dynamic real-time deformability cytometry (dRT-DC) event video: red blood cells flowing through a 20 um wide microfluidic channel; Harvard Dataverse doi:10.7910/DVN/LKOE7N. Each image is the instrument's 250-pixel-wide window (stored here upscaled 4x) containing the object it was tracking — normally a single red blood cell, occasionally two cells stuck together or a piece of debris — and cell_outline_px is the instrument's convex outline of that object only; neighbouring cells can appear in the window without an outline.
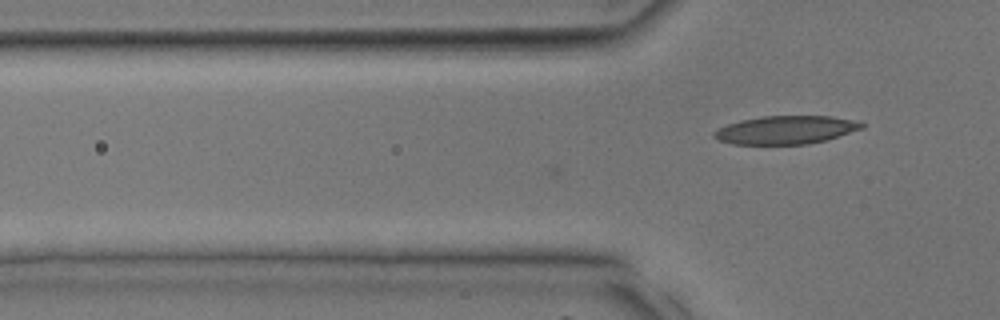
{"species": "common noctule bat (a hibernating species)", "species_latin": "Nyctalus noctula", "temperature_condition": "room temperature", "stored_images_in_passage": 4, "camera_frame_rate_fps": 3000, "um_per_image_px": 0.085, "animal": {"sex": "male", "body_mass_g": 17.9, "forearm_length_mm": 54.2}, "frame": {"image": 1, "passage_image": 4, "time_ms": 1.0, "image_size_px": [1000, 320], "cell_outline_px": [[864, 128], [828, 140], [808, 144], [732, 144], [720, 140], [712, 136], [712, 132], [728, 124], [740, 120], [760, 116], [832, 116], [852, 120], [864, 124]], "centroid_in_image_um": [66.8, 11.04], "position_along_channel_um": 59.0, "area_um2": 24.33}}